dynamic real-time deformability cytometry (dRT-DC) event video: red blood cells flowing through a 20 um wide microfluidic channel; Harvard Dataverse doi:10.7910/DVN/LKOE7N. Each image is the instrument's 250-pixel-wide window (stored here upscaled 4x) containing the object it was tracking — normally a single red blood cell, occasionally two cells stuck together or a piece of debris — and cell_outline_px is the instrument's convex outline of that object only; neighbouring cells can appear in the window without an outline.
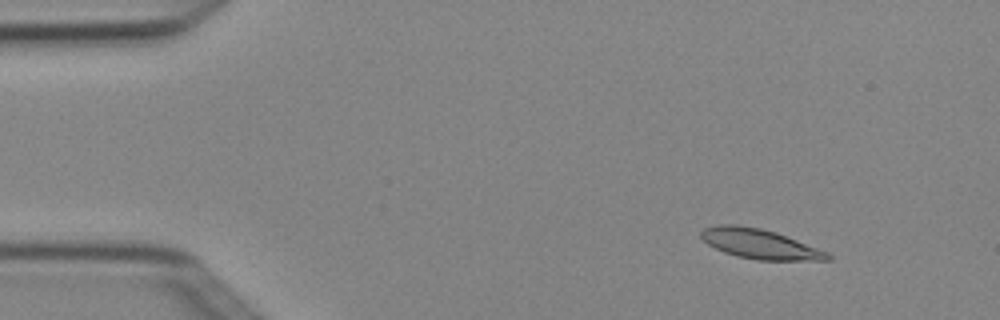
{"species": "Egyptian fruit bat (a non-hibernating species)", "species_latin": "Rousettus aegyptiacus", "temperature_condition": "cold", "stored_images_in_passage": 4, "camera_frame_rate_fps": 3000, "um_per_image_px": 0.085, "animal": {"sex": "female"}, "frame": {"image": 1, "passage_image": 2, "time_ms": 0.333, "image_size_px": [1000, 320], "cell_outline_px": [[832, 260], [756, 260], [736, 256], [724, 252], [708, 244], [700, 236], [700, 232], [704, 228], [720, 224], [736, 224], [760, 228], [776, 232], [828, 252], [832, 256]], "centroid_in_image_um": [64.58, 20.73], "position_along_channel_um": 20.4, "area_um2": 21.91}}